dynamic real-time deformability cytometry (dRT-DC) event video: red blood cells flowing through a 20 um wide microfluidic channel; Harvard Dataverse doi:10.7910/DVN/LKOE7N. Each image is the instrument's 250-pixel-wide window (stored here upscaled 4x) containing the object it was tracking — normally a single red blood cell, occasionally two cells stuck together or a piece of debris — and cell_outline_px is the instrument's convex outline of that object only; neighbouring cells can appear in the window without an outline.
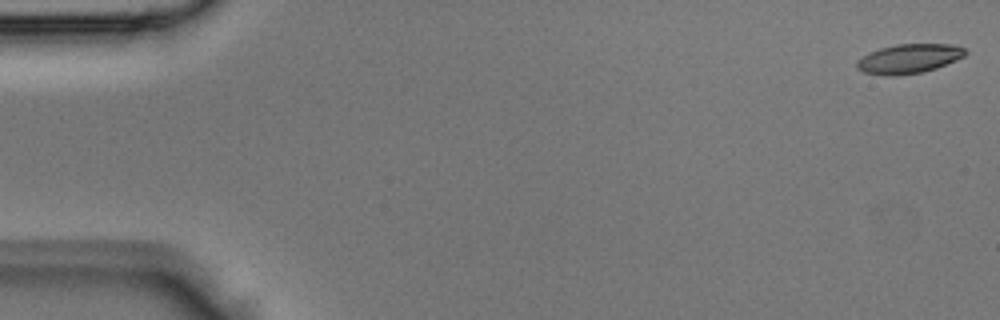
{"species": "Egyptian fruit bat (a non-hibernating species)", "species_latin": "Rousettus aegyptiacus", "temperature_condition": "room temperature", "stored_images_in_passage": 5, "segment_of_instrument_passage": [1, 2], "camera_frame_rate_fps": 3000, "um_per_image_px": 0.085, "animal": {"sex": "male"}, "frame": {"image": 1, "passage_image": 1, "time_ms": 0.0, "image_size_px": [1000, 320], "cell_outline_px": [[968, 52], [964, 56], [956, 60], [936, 68], [920, 72], [892, 76], [864, 72], [856, 68], [856, 60], [868, 52], [880, 48], [896, 44], [956, 44], [964, 48]], "centroid_in_image_um": [77.25, 4.97], "position_along_channel_um": 7.7, "area_um2": 18.55}}
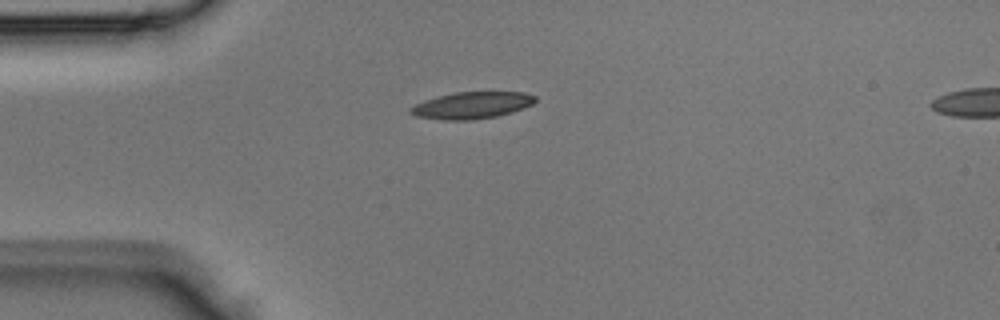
{"frame": {"image": 2, "passage_image": 4, "time_ms": 1.0, "image_size_px": [1000, 320], "cell_outline_px": [[536, 100], [532, 104], [524, 108], [512, 112], [496, 116], [472, 120], [444, 120], [416, 116], [408, 112], [408, 108], [424, 100], [456, 92], [524, 92], [536, 96]], "centroid_in_image_um": [40.1, 8.95], "position_along_channel_um": 44.9, "area_um2": 19.42}}